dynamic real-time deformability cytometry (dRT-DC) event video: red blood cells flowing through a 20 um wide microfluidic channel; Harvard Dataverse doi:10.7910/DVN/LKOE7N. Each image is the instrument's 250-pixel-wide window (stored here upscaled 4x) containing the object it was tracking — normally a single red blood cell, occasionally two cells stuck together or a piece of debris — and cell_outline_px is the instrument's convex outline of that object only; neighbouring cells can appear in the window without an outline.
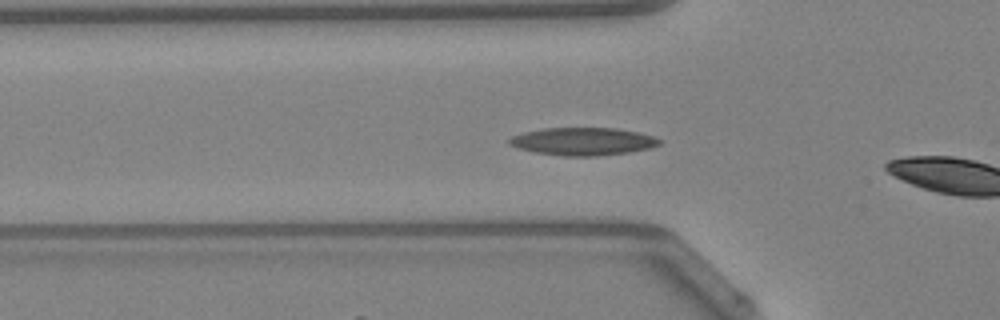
{"species": "Egyptian fruit bat (a non-hibernating species)", "species_latin": "Rousettus aegyptiacus", "temperature_condition": "warm", "stored_images_in_passage": 6, "camera_frame_rate_fps": 3000, "um_per_image_px": 0.085, "animal": {"sex": "female"}, "frame": {"image": 1, "passage_image": 5, "time_ms": 1.333, "image_size_px": [1000, 320], "cell_outline_px": [[660, 144], [652, 148], [628, 152], [596, 156], [560, 156], [532, 152], [516, 148], [508, 144], [508, 140], [512, 136], [524, 132], [544, 128], [616, 128], [636, 132], [652, 136], [660, 140]], "centroid_in_image_um": [49.5, 12.03], "position_along_channel_um": 76.3, "area_um2": 24.33}}